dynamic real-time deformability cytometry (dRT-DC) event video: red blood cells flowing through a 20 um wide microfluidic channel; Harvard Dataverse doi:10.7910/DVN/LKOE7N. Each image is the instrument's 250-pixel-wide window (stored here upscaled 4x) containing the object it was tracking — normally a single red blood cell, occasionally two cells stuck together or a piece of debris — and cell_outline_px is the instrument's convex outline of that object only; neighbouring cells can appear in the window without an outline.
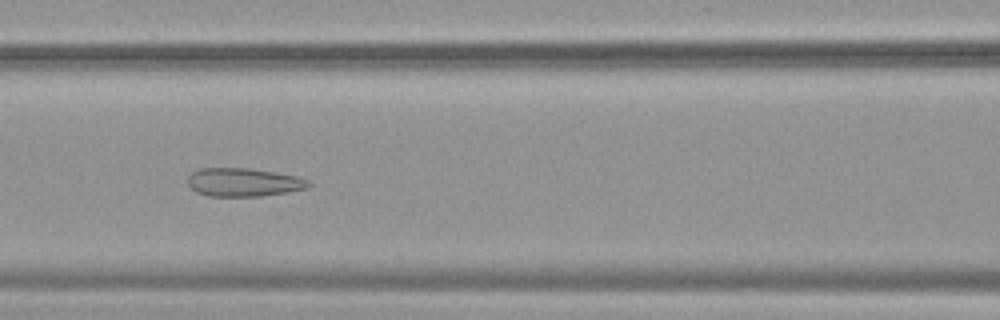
{"species": "common noctule bat (a hibernating species)", "species_latin": "Nyctalus noctula", "temperature_condition": "warm", "stored_images_in_passage": 53, "camera_frame_rate_fps": 3000, "um_per_image_px": 0.085, "animal": {"sex": "female", "body_mass_g": 19.9}, "frame": {"image": 1, "passage_image": 24, "time_ms": 7.667, "image_size_px": [1000, 320], "cell_outline_px": [[312, 184], [308, 188], [288, 192], [260, 196], [208, 196], [196, 192], [188, 184], [188, 176], [192, 172], [200, 168], [248, 168], [300, 176], [308, 180]], "centroid_in_image_um": [20.73, 15.49], "position_along_channel_um": 145.9, "area_um2": 20.11}}
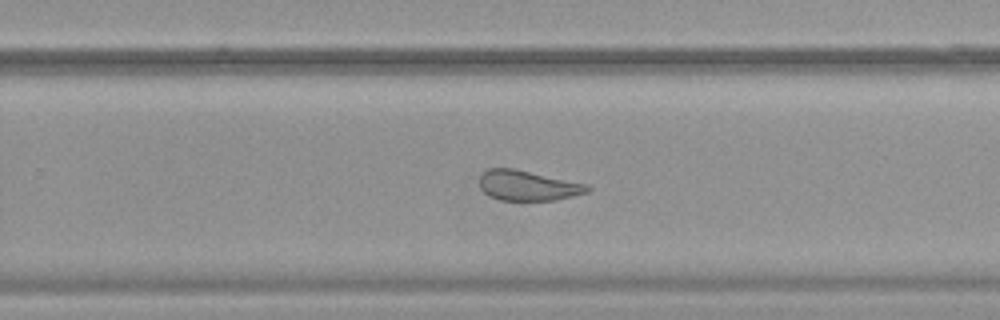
{"frame": {"image": 2, "passage_image": 35, "time_ms": 11.333, "image_size_px": [1000, 320], "cell_outline_px": [[592, 188], [588, 192], [556, 200], [500, 200], [488, 196], [480, 188], [480, 176], [488, 168], [512, 168], [588, 184]], "centroid_in_image_um": [44.86, 15.78], "position_along_channel_um": 284.9, "area_um2": 18.9}}
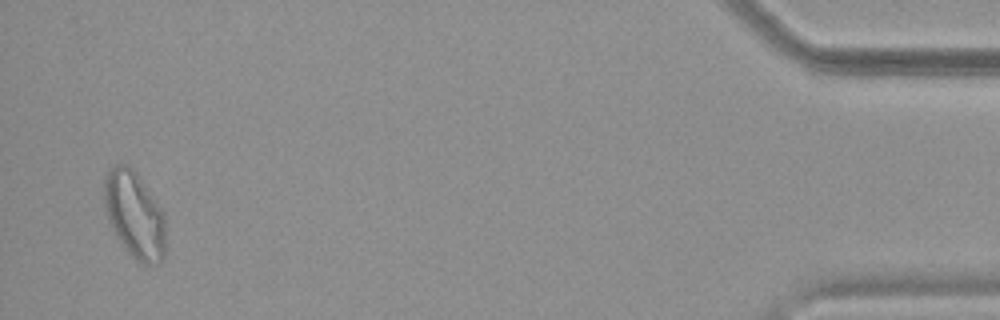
{"frame": {"image": 3, "passage_image": 52, "time_ms": 17.0, "image_size_px": [1000, 320], "cell_outline_px": [[164, 256], [160, 264], [140, 264], [124, 248], [112, 232], [104, 208], [104, 176], [108, 168], [116, 164], [128, 164], [136, 172], [164, 212]], "centroid_in_image_um": [11.4, 18.25], "position_along_channel_um": 423.8, "area_um2": 31.44}, "authors_computed_cell_mechanics": {"area_um2": 26.3568, "velocity_mm_per_s": 3.8071, "shape_relaxation_time_tau1_ms": null, "shape_relaxation_time_tau2_ms": 1.2613, "deformation_change_tau1": null, "deformation_change_tau2": 0.0948}}